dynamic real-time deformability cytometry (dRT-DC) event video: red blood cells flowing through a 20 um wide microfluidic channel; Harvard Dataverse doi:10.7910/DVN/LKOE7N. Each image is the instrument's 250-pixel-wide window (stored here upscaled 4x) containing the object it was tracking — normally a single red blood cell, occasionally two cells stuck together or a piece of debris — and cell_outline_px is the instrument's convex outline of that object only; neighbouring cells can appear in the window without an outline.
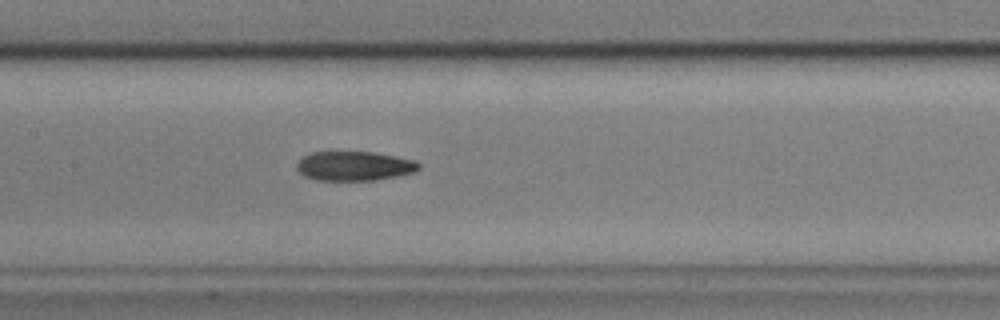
{"species": "common noctule bat (a hibernating species)", "species_latin": "Nyctalus noctula", "temperature_condition": "cold", "stored_images_in_passage": 43, "camera_frame_rate_fps": 3000, "um_per_image_px": 0.085, "animal": {"sex": "male", "body_mass_g": 17.9, "forearm_length_mm": 54.2}, "frame": {"image": 1, "passage_image": 21, "time_ms": 6.667, "image_size_px": [1000, 320], "cell_outline_px": [[420, 168], [416, 172], [376, 180], [316, 180], [304, 176], [296, 168], [296, 164], [304, 156], [312, 152], [372, 152], [416, 160], [420, 164]], "centroid_in_image_um": [30.13, 14.11], "position_along_channel_um": 177.3, "area_um2": 20.87}}
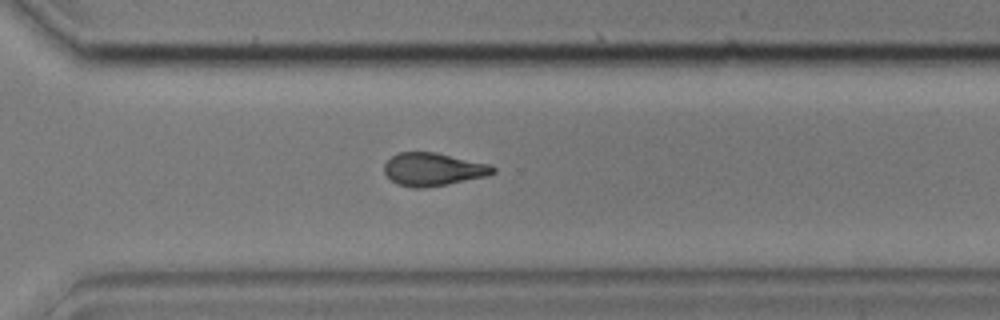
{"frame": {"image": 2, "passage_image": 34, "time_ms": 11.0, "image_size_px": [1000, 320], "cell_outline_px": [[496, 172], [488, 176], [448, 184], [424, 188], [412, 188], [396, 184], [384, 172], [384, 164], [392, 156], [400, 152], [436, 152], [492, 164], [496, 168]], "centroid_in_image_um": [36.86, 14.39], "position_along_channel_um": 333.7, "area_um2": 21.15}}
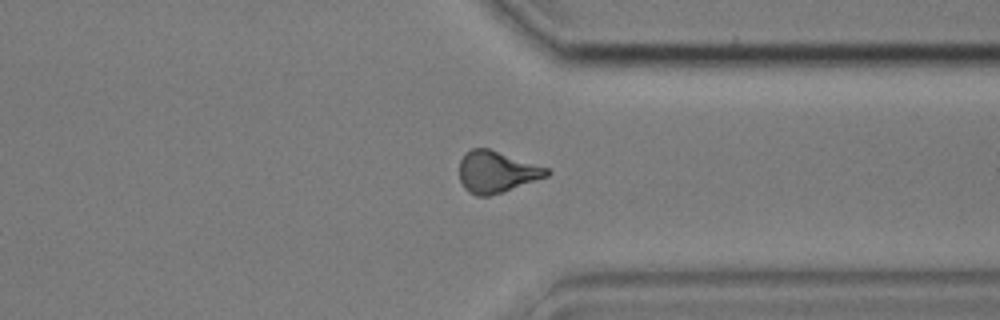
{"frame": {"image": 3, "passage_image": 37, "time_ms": 12.0, "image_size_px": [1000, 320], "cell_outline_px": [[552, 172], [548, 176], [504, 192], [488, 196], [476, 196], [468, 192], [464, 188], [460, 180], [460, 160], [472, 148], [488, 148], [548, 168]], "centroid_in_image_um": [42.22, 14.63], "position_along_channel_um": 369.2, "area_um2": 21.1}, "authors_computed_cell_mechanics": {"area_um2": 21.3282, "velocity_mm_per_s": 3.6244, "shape_relaxation_time_tau1_ms": 6.3463, "shape_relaxation_time_tau2_ms": 6.0924, "deformation_change_tau1": 0.1673, "deformation_change_tau2": 0.1331}}